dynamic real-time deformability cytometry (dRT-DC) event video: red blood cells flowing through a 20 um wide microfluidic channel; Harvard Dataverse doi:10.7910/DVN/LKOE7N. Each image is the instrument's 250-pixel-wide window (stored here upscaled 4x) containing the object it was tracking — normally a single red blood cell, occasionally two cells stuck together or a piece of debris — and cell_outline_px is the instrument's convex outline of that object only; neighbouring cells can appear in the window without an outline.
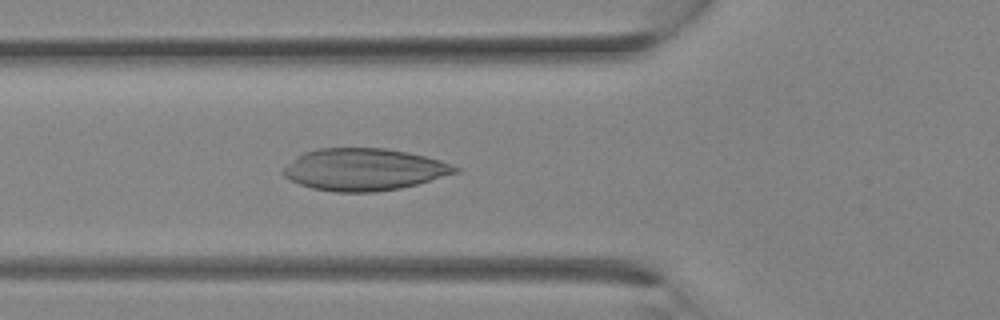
{"species": "Egyptian fruit bat (a non-hibernating species)", "species_latin": "Rousettus aegyptiacus", "temperature_condition": "room temperature", "stored_images_in_passage": 27, "camera_frame_rate_fps": 3000, "um_per_image_px": 0.085, "animal": {"sex": "female"}, "frame": {"image": 1, "passage_image": 9, "time_ms": 2.667, "image_size_px": [1000, 320], "cell_outline_px": [[460, 172], [416, 184], [400, 188], [376, 192], [336, 192], [312, 188], [288, 180], [280, 172], [296, 156], [304, 152], [316, 148], [384, 148], [408, 152], [440, 160], [460, 168]], "centroid_in_image_um": [30.91, 14.4], "position_along_channel_um": 94.9, "area_um2": 42.19}}
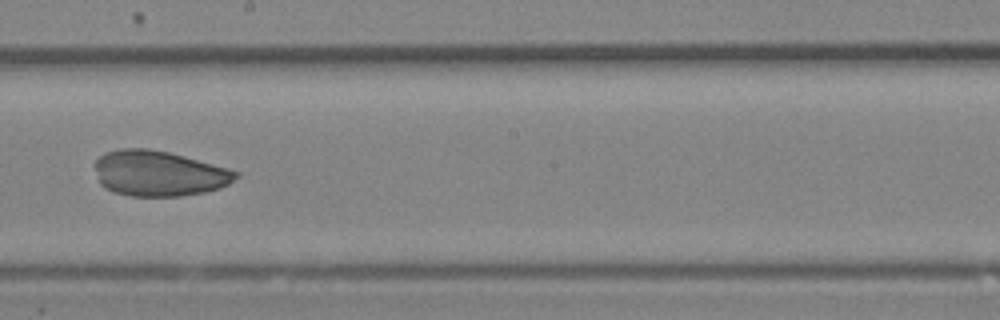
{"frame": {"image": 2, "passage_image": 15, "time_ms": 4.667, "image_size_px": [1000, 320], "cell_outline_px": [[240, 176], [228, 184], [220, 188], [204, 192], [180, 196], [132, 196], [112, 192], [104, 188], [100, 184], [96, 168], [96, 160], [104, 152], [120, 148], [148, 148], [168, 152], [184, 156], [228, 168], [240, 172]], "centroid_in_image_um": [13.51, 14.74], "position_along_channel_um": 234.7, "area_um2": 37.4}}
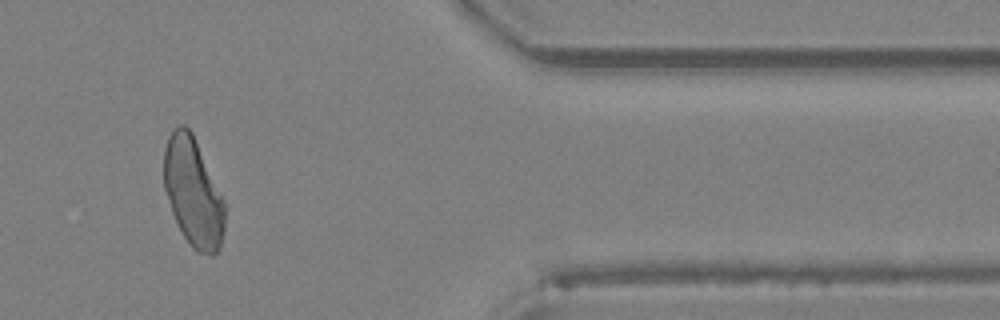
{"frame": {"image": 3, "passage_image": 23, "time_ms": 7.333, "image_size_px": [1000, 320], "cell_outline_px": [[224, 228], [220, 248], [212, 256], [196, 252], [192, 248], [184, 236], [172, 212], [164, 188], [164, 148], [168, 136], [180, 124], [184, 124], [192, 132], [224, 200]], "centroid_in_image_um": [16.41, 16.36], "position_along_channel_um": 395.0, "area_um2": 38.26}}